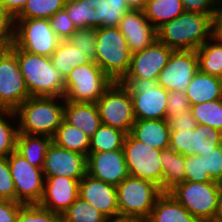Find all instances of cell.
<instances>
[{
    "mask_svg": "<svg viewBox=\"0 0 222 222\" xmlns=\"http://www.w3.org/2000/svg\"><path fill=\"white\" fill-rule=\"evenodd\" d=\"M185 181L217 182L205 171L204 157L197 154L185 156Z\"/></svg>",
    "mask_w": 222,
    "mask_h": 222,
    "instance_id": "ab89813d",
    "label": "cell"
},
{
    "mask_svg": "<svg viewBox=\"0 0 222 222\" xmlns=\"http://www.w3.org/2000/svg\"><path fill=\"white\" fill-rule=\"evenodd\" d=\"M129 90L136 120L166 119L168 91L156 80L124 78Z\"/></svg>",
    "mask_w": 222,
    "mask_h": 222,
    "instance_id": "ba28073f",
    "label": "cell"
},
{
    "mask_svg": "<svg viewBox=\"0 0 222 222\" xmlns=\"http://www.w3.org/2000/svg\"><path fill=\"white\" fill-rule=\"evenodd\" d=\"M96 106L102 124L130 133L136 118L130 92L121 82H112Z\"/></svg>",
    "mask_w": 222,
    "mask_h": 222,
    "instance_id": "9c48e42d",
    "label": "cell"
},
{
    "mask_svg": "<svg viewBox=\"0 0 222 222\" xmlns=\"http://www.w3.org/2000/svg\"><path fill=\"white\" fill-rule=\"evenodd\" d=\"M64 10L77 29L104 27V0H66Z\"/></svg>",
    "mask_w": 222,
    "mask_h": 222,
    "instance_id": "44dd1931",
    "label": "cell"
},
{
    "mask_svg": "<svg viewBox=\"0 0 222 222\" xmlns=\"http://www.w3.org/2000/svg\"><path fill=\"white\" fill-rule=\"evenodd\" d=\"M107 217L78 197L63 213L62 222H105Z\"/></svg>",
    "mask_w": 222,
    "mask_h": 222,
    "instance_id": "8d00e7d4",
    "label": "cell"
},
{
    "mask_svg": "<svg viewBox=\"0 0 222 222\" xmlns=\"http://www.w3.org/2000/svg\"><path fill=\"white\" fill-rule=\"evenodd\" d=\"M169 148L184 156L194 155L192 130L171 131Z\"/></svg>",
    "mask_w": 222,
    "mask_h": 222,
    "instance_id": "ee69618b",
    "label": "cell"
},
{
    "mask_svg": "<svg viewBox=\"0 0 222 222\" xmlns=\"http://www.w3.org/2000/svg\"><path fill=\"white\" fill-rule=\"evenodd\" d=\"M168 192L200 222L221 214L222 183L220 182L183 181Z\"/></svg>",
    "mask_w": 222,
    "mask_h": 222,
    "instance_id": "5b68a950",
    "label": "cell"
},
{
    "mask_svg": "<svg viewBox=\"0 0 222 222\" xmlns=\"http://www.w3.org/2000/svg\"><path fill=\"white\" fill-rule=\"evenodd\" d=\"M112 82L95 61L76 66L64 80V100L96 103Z\"/></svg>",
    "mask_w": 222,
    "mask_h": 222,
    "instance_id": "52a82bcc",
    "label": "cell"
},
{
    "mask_svg": "<svg viewBox=\"0 0 222 222\" xmlns=\"http://www.w3.org/2000/svg\"><path fill=\"white\" fill-rule=\"evenodd\" d=\"M212 38L222 47V31L213 28Z\"/></svg>",
    "mask_w": 222,
    "mask_h": 222,
    "instance_id": "9f6ffc18",
    "label": "cell"
},
{
    "mask_svg": "<svg viewBox=\"0 0 222 222\" xmlns=\"http://www.w3.org/2000/svg\"><path fill=\"white\" fill-rule=\"evenodd\" d=\"M49 22L50 27L61 41L68 40L73 32L77 29L64 9L53 15L49 19Z\"/></svg>",
    "mask_w": 222,
    "mask_h": 222,
    "instance_id": "b9f144b4",
    "label": "cell"
},
{
    "mask_svg": "<svg viewBox=\"0 0 222 222\" xmlns=\"http://www.w3.org/2000/svg\"><path fill=\"white\" fill-rule=\"evenodd\" d=\"M132 52L119 27H100L96 29L95 62L113 81L121 82L127 75Z\"/></svg>",
    "mask_w": 222,
    "mask_h": 222,
    "instance_id": "277c9868",
    "label": "cell"
},
{
    "mask_svg": "<svg viewBox=\"0 0 222 222\" xmlns=\"http://www.w3.org/2000/svg\"><path fill=\"white\" fill-rule=\"evenodd\" d=\"M23 203L0 199V222H16Z\"/></svg>",
    "mask_w": 222,
    "mask_h": 222,
    "instance_id": "f907efd6",
    "label": "cell"
},
{
    "mask_svg": "<svg viewBox=\"0 0 222 222\" xmlns=\"http://www.w3.org/2000/svg\"><path fill=\"white\" fill-rule=\"evenodd\" d=\"M66 0H28L15 19H50L64 9Z\"/></svg>",
    "mask_w": 222,
    "mask_h": 222,
    "instance_id": "e575fe53",
    "label": "cell"
},
{
    "mask_svg": "<svg viewBox=\"0 0 222 222\" xmlns=\"http://www.w3.org/2000/svg\"><path fill=\"white\" fill-rule=\"evenodd\" d=\"M170 128L166 119L136 120L130 135L154 149H167L170 144Z\"/></svg>",
    "mask_w": 222,
    "mask_h": 222,
    "instance_id": "7402d4cb",
    "label": "cell"
},
{
    "mask_svg": "<svg viewBox=\"0 0 222 222\" xmlns=\"http://www.w3.org/2000/svg\"><path fill=\"white\" fill-rule=\"evenodd\" d=\"M15 38V17L0 6V45L9 48Z\"/></svg>",
    "mask_w": 222,
    "mask_h": 222,
    "instance_id": "bcb514c9",
    "label": "cell"
},
{
    "mask_svg": "<svg viewBox=\"0 0 222 222\" xmlns=\"http://www.w3.org/2000/svg\"><path fill=\"white\" fill-rule=\"evenodd\" d=\"M64 120L90 138L102 124L96 103L65 101Z\"/></svg>",
    "mask_w": 222,
    "mask_h": 222,
    "instance_id": "603a6c76",
    "label": "cell"
},
{
    "mask_svg": "<svg viewBox=\"0 0 222 222\" xmlns=\"http://www.w3.org/2000/svg\"><path fill=\"white\" fill-rule=\"evenodd\" d=\"M205 171L217 182L222 183V144L213 148V151L204 153Z\"/></svg>",
    "mask_w": 222,
    "mask_h": 222,
    "instance_id": "f6af8a7d",
    "label": "cell"
},
{
    "mask_svg": "<svg viewBox=\"0 0 222 222\" xmlns=\"http://www.w3.org/2000/svg\"><path fill=\"white\" fill-rule=\"evenodd\" d=\"M64 97H29L14 112L18 132L53 137L64 120Z\"/></svg>",
    "mask_w": 222,
    "mask_h": 222,
    "instance_id": "7a4b0ae2",
    "label": "cell"
},
{
    "mask_svg": "<svg viewBox=\"0 0 222 222\" xmlns=\"http://www.w3.org/2000/svg\"><path fill=\"white\" fill-rule=\"evenodd\" d=\"M105 222H141V221L131 217L116 216V217L107 218Z\"/></svg>",
    "mask_w": 222,
    "mask_h": 222,
    "instance_id": "11a10c76",
    "label": "cell"
},
{
    "mask_svg": "<svg viewBox=\"0 0 222 222\" xmlns=\"http://www.w3.org/2000/svg\"><path fill=\"white\" fill-rule=\"evenodd\" d=\"M159 159L163 169L162 191H169L185 181V156L171 148L163 149Z\"/></svg>",
    "mask_w": 222,
    "mask_h": 222,
    "instance_id": "83f0119b",
    "label": "cell"
},
{
    "mask_svg": "<svg viewBox=\"0 0 222 222\" xmlns=\"http://www.w3.org/2000/svg\"><path fill=\"white\" fill-rule=\"evenodd\" d=\"M173 49L158 39L141 51L132 53L131 64L124 78L156 80L160 71L166 66Z\"/></svg>",
    "mask_w": 222,
    "mask_h": 222,
    "instance_id": "e0dca14e",
    "label": "cell"
},
{
    "mask_svg": "<svg viewBox=\"0 0 222 222\" xmlns=\"http://www.w3.org/2000/svg\"><path fill=\"white\" fill-rule=\"evenodd\" d=\"M196 53L201 72L217 77L222 73V47L212 37Z\"/></svg>",
    "mask_w": 222,
    "mask_h": 222,
    "instance_id": "4dcf8cb0",
    "label": "cell"
},
{
    "mask_svg": "<svg viewBox=\"0 0 222 222\" xmlns=\"http://www.w3.org/2000/svg\"><path fill=\"white\" fill-rule=\"evenodd\" d=\"M87 157L51 143L45 155L44 176H64L81 180L87 173Z\"/></svg>",
    "mask_w": 222,
    "mask_h": 222,
    "instance_id": "9a60e30c",
    "label": "cell"
},
{
    "mask_svg": "<svg viewBox=\"0 0 222 222\" xmlns=\"http://www.w3.org/2000/svg\"><path fill=\"white\" fill-rule=\"evenodd\" d=\"M184 11L180 0H148L143 9L145 17L156 29L177 18Z\"/></svg>",
    "mask_w": 222,
    "mask_h": 222,
    "instance_id": "f546056e",
    "label": "cell"
},
{
    "mask_svg": "<svg viewBox=\"0 0 222 222\" xmlns=\"http://www.w3.org/2000/svg\"><path fill=\"white\" fill-rule=\"evenodd\" d=\"M87 174L112 185H119L129 176L124 150L89 152Z\"/></svg>",
    "mask_w": 222,
    "mask_h": 222,
    "instance_id": "2e32d148",
    "label": "cell"
},
{
    "mask_svg": "<svg viewBox=\"0 0 222 222\" xmlns=\"http://www.w3.org/2000/svg\"><path fill=\"white\" fill-rule=\"evenodd\" d=\"M197 124L208 125L222 132V99L191 105Z\"/></svg>",
    "mask_w": 222,
    "mask_h": 222,
    "instance_id": "d590c367",
    "label": "cell"
},
{
    "mask_svg": "<svg viewBox=\"0 0 222 222\" xmlns=\"http://www.w3.org/2000/svg\"><path fill=\"white\" fill-rule=\"evenodd\" d=\"M202 222H222V217L218 216V217H214V218H211V219L204 220Z\"/></svg>",
    "mask_w": 222,
    "mask_h": 222,
    "instance_id": "6f0895ef",
    "label": "cell"
},
{
    "mask_svg": "<svg viewBox=\"0 0 222 222\" xmlns=\"http://www.w3.org/2000/svg\"><path fill=\"white\" fill-rule=\"evenodd\" d=\"M146 222H200L168 191H163L155 201Z\"/></svg>",
    "mask_w": 222,
    "mask_h": 222,
    "instance_id": "cb8c5ba5",
    "label": "cell"
},
{
    "mask_svg": "<svg viewBox=\"0 0 222 222\" xmlns=\"http://www.w3.org/2000/svg\"><path fill=\"white\" fill-rule=\"evenodd\" d=\"M28 0H0V6L16 17L25 7Z\"/></svg>",
    "mask_w": 222,
    "mask_h": 222,
    "instance_id": "816d5d0a",
    "label": "cell"
},
{
    "mask_svg": "<svg viewBox=\"0 0 222 222\" xmlns=\"http://www.w3.org/2000/svg\"><path fill=\"white\" fill-rule=\"evenodd\" d=\"M60 41L49 19H15L14 44L23 51L50 57Z\"/></svg>",
    "mask_w": 222,
    "mask_h": 222,
    "instance_id": "8fae6325",
    "label": "cell"
},
{
    "mask_svg": "<svg viewBox=\"0 0 222 222\" xmlns=\"http://www.w3.org/2000/svg\"><path fill=\"white\" fill-rule=\"evenodd\" d=\"M16 222H62V214L45 209L39 204H24Z\"/></svg>",
    "mask_w": 222,
    "mask_h": 222,
    "instance_id": "74e56055",
    "label": "cell"
},
{
    "mask_svg": "<svg viewBox=\"0 0 222 222\" xmlns=\"http://www.w3.org/2000/svg\"><path fill=\"white\" fill-rule=\"evenodd\" d=\"M12 110H0V156L8 157L16 151L18 123Z\"/></svg>",
    "mask_w": 222,
    "mask_h": 222,
    "instance_id": "d6a6232c",
    "label": "cell"
},
{
    "mask_svg": "<svg viewBox=\"0 0 222 222\" xmlns=\"http://www.w3.org/2000/svg\"><path fill=\"white\" fill-rule=\"evenodd\" d=\"M167 121L171 131L194 130L198 125L191 109L187 113L171 115Z\"/></svg>",
    "mask_w": 222,
    "mask_h": 222,
    "instance_id": "681fc988",
    "label": "cell"
},
{
    "mask_svg": "<svg viewBox=\"0 0 222 222\" xmlns=\"http://www.w3.org/2000/svg\"><path fill=\"white\" fill-rule=\"evenodd\" d=\"M126 133L101 124L90 138L89 152H103L123 149Z\"/></svg>",
    "mask_w": 222,
    "mask_h": 222,
    "instance_id": "1f68e13d",
    "label": "cell"
},
{
    "mask_svg": "<svg viewBox=\"0 0 222 222\" xmlns=\"http://www.w3.org/2000/svg\"><path fill=\"white\" fill-rule=\"evenodd\" d=\"M214 27L222 31V0H217L216 15L214 18Z\"/></svg>",
    "mask_w": 222,
    "mask_h": 222,
    "instance_id": "f5cc1de1",
    "label": "cell"
},
{
    "mask_svg": "<svg viewBox=\"0 0 222 222\" xmlns=\"http://www.w3.org/2000/svg\"><path fill=\"white\" fill-rule=\"evenodd\" d=\"M68 41L82 51L91 61H95L96 29H76Z\"/></svg>",
    "mask_w": 222,
    "mask_h": 222,
    "instance_id": "f35d334b",
    "label": "cell"
},
{
    "mask_svg": "<svg viewBox=\"0 0 222 222\" xmlns=\"http://www.w3.org/2000/svg\"><path fill=\"white\" fill-rule=\"evenodd\" d=\"M29 97L17 55L7 48L0 55V110L15 111Z\"/></svg>",
    "mask_w": 222,
    "mask_h": 222,
    "instance_id": "4fadbf2b",
    "label": "cell"
},
{
    "mask_svg": "<svg viewBox=\"0 0 222 222\" xmlns=\"http://www.w3.org/2000/svg\"><path fill=\"white\" fill-rule=\"evenodd\" d=\"M128 11L130 9L124 0H104V27H118Z\"/></svg>",
    "mask_w": 222,
    "mask_h": 222,
    "instance_id": "60d3db41",
    "label": "cell"
},
{
    "mask_svg": "<svg viewBox=\"0 0 222 222\" xmlns=\"http://www.w3.org/2000/svg\"><path fill=\"white\" fill-rule=\"evenodd\" d=\"M198 70L196 50H173L158 75L157 84L167 91L185 92Z\"/></svg>",
    "mask_w": 222,
    "mask_h": 222,
    "instance_id": "5bb4252c",
    "label": "cell"
},
{
    "mask_svg": "<svg viewBox=\"0 0 222 222\" xmlns=\"http://www.w3.org/2000/svg\"><path fill=\"white\" fill-rule=\"evenodd\" d=\"M187 12H195L210 15L213 19L216 15L217 0H180Z\"/></svg>",
    "mask_w": 222,
    "mask_h": 222,
    "instance_id": "c3c4849f",
    "label": "cell"
},
{
    "mask_svg": "<svg viewBox=\"0 0 222 222\" xmlns=\"http://www.w3.org/2000/svg\"><path fill=\"white\" fill-rule=\"evenodd\" d=\"M214 19L210 15L184 11L157 29L158 40L173 50H197L212 37Z\"/></svg>",
    "mask_w": 222,
    "mask_h": 222,
    "instance_id": "6da1fadb",
    "label": "cell"
},
{
    "mask_svg": "<svg viewBox=\"0 0 222 222\" xmlns=\"http://www.w3.org/2000/svg\"><path fill=\"white\" fill-rule=\"evenodd\" d=\"M218 78H219L220 87H221V90H222V73L218 76Z\"/></svg>",
    "mask_w": 222,
    "mask_h": 222,
    "instance_id": "91938a15",
    "label": "cell"
},
{
    "mask_svg": "<svg viewBox=\"0 0 222 222\" xmlns=\"http://www.w3.org/2000/svg\"><path fill=\"white\" fill-rule=\"evenodd\" d=\"M9 48L17 55L30 97H64V80L50 57L23 51L14 43Z\"/></svg>",
    "mask_w": 222,
    "mask_h": 222,
    "instance_id": "3957f363",
    "label": "cell"
},
{
    "mask_svg": "<svg viewBox=\"0 0 222 222\" xmlns=\"http://www.w3.org/2000/svg\"><path fill=\"white\" fill-rule=\"evenodd\" d=\"M123 150L129 176L150 181L162 190L163 169L159 159L162 150L139 142L129 133L125 137Z\"/></svg>",
    "mask_w": 222,
    "mask_h": 222,
    "instance_id": "30bf717a",
    "label": "cell"
},
{
    "mask_svg": "<svg viewBox=\"0 0 222 222\" xmlns=\"http://www.w3.org/2000/svg\"><path fill=\"white\" fill-rule=\"evenodd\" d=\"M78 195L107 218L119 216L115 185L101 181L86 173L79 182Z\"/></svg>",
    "mask_w": 222,
    "mask_h": 222,
    "instance_id": "ac0fdd59",
    "label": "cell"
},
{
    "mask_svg": "<svg viewBox=\"0 0 222 222\" xmlns=\"http://www.w3.org/2000/svg\"><path fill=\"white\" fill-rule=\"evenodd\" d=\"M7 49L6 46L0 45V55Z\"/></svg>",
    "mask_w": 222,
    "mask_h": 222,
    "instance_id": "680465c9",
    "label": "cell"
},
{
    "mask_svg": "<svg viewBox=\"0 0 222 222\" xmlns=\"http://www.w3.org/2000/svg\"><path fill=\"white\" fill-rule=\"evenodd\" d=\"M191 109V104L185 92L168 91L166 120L171 115L187 113Z\"/></svg>",
    "mask_w": 222,
    "mask_h": 222,
    "instance_id": "7dc6e473",
    "label": "cell"
},
{
    "mask_svg": "<svg viewBox=\"0 0 222 222\" xmlns=\"http://www.w3.org/2000/svg\"><path fill=\"white\" fill-rule=\"evenodd\" d=\"M52 143V137L18 133L16 152L36 167L43 168L45 155Z\"/></svg>",
    "mask_w": 222,
    "mask_h": 222,
    "instance_id": "484cf974",
    "label": "cell"
},
{
    "mask_svg": "<svg viewBox=\"0 0 222 222\" xmlns=\"http://www.w3.org/2000/svg\"><path fill=\"white\" fill-rule=\"evenodd\" d=\"M44 193L38 203L45 209L62 214L78 197L79 180L64 176H44Z\"/></svg>",
    "mask_w": 222,
    "mask_h": 222,
    "instance_id": "d6986e66",
    "label": "cell"
},
{
    "mask_svg": "<svg viewBox=\"0 0 222 222\" xmlns=\"http://www.w3.org/2000/svg\"><path fill=\"white\" fill-rule=\"evenodd\" d=\"M52 142L59 147L81 153L86 157L89 154L90 137L65 120L57 128L56 133L52 137Z\"/></svg>",
    "mask_w": 222,
    "mask_h": 222,
    "instance_id": "f1b7e54d",
    "label": "cell"
},
{
    "mask_svg": "<svg viewBox=\"0 0 222 222\" xmlns=\"http://www.w3.org/2000/svg\"><path fill=\"white\" fill-rule=\"evenodd\" d=\"M130 10H143L148 0H124Z\"/></svg>",
    "mask_w": 222,
    "mask_h": 222,
    "instance_id": "db71d44e",
    "label": "cell"
},
{
    "mask_svg": "<svg viewBox=\"0 0 222 222\" xmlns=\"http://www.w3.org/2000/svg\"><path fill=\"white\" fill-rule=\"evenodd\" d=\"M7 161L16 190V202L38 204L44 193L42 168L31 165L16 151L7 157Z\"/></svg>",
    "mask_w": 222,
    "mask_h": 222,
    "instance_id": "7c38bea8",
    "label": "cell"
},
{
    "mask_svg": "<svg viewBox=\"0 0 222 222\" xmlns=\"http://www.w3.org/2000/svg\"><path fill=\"white\" fill-rule=\"evenodd\" d=\"M117 189L119 216L131 217L146 222L151 215L156 199L163 192L154 183L128 176Z\"/></svg>",
    "mask_w": 222,
    "mask_h": 222,
    "instance_id": "8992f818",
    "label": "cell"
},
{
    "mask_svg": "<svg viewBox=\"0 0 222 222\" xmlns=\"http://www.w3.org/2000/svg\"><path fill=\"white\" fill-rule=\"evenodd\" d=\"M50 59L63 80L67 78L74 67L84 65L91 61L68 40L59 42Z\"/></svg>",
    "mask_w": 222,
    "mask_h": 222,
    "instance_id": "4316f807",
    "label": "cell"
},
{
    "mask_svg": "<svg viewBox=\"0 0 222 222\" xmlns=\"http://www.w3.org/2000/svg\"><path fill=\"white\" fill-rule=\"evenodd\" d=\"M118 27L132 53L145 49L158 39L157 29L145 17L143 10L125 13Z\"/></svg>",
    "mask_w": 222,
    "mask_h": 222,
    "instance_id": "ffe728a7",
    "label": "cell"
},
{
    "mask_svg": "<svg viewBox=\"0 0 222 222\" xmlns=\"http://www.w3.org/2000/svg\"><path fill=\"white\" fill-rule=\"evenodd\" d=\"M185 93L191 105L222 99L219 78L200 70L192 77Z\"/></svg>",
    "mask_w": 222,
    "mask_h": 222,
    "instance_id": "d4e9b609",
    "label": "cell"
},
{
    "mask_svg": "<svg viewBox=\"0 0 222 222\" xmlns=\"http://www.w3.org/2000/svg\"><path fill=\"white\" fill-rule=\"evenodd\" d=\"M0 198L16 201V190L7 157L0 156Z\"/></svg>",
    "mask_w": 222,
    "mask_h": 222,
    "instance_id": "7bdbcfd3",
    "label": "cell"
},
{
    "mask_svg": "<svg viewBox=\"0 0 222 222\" xmlns=\"http://www.w3.org/2000/svg\"><path fill=\"white\" fill-rule=\"evenodd\" d=\"M222 144V132L208 125L198 124L192 130V148L194 155L204 156V153L213 151V148Z\"/></svg>",
    "mask_w": 222,
    "mask_h": 222,
    "instance_id": "836d02e7",
    "label": "cell"
}]
</instances>
